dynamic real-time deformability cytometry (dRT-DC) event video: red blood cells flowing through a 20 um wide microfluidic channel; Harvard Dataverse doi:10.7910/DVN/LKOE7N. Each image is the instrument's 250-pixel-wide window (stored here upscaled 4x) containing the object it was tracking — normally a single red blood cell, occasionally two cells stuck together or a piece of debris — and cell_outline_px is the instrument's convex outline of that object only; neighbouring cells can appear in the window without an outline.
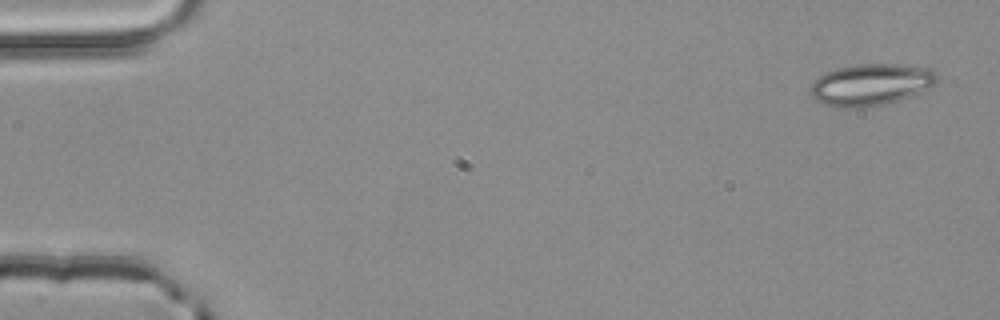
{"species": "common noctule bat (a hibernating species)", "species_latin": "Nyctalus noctula", "temperature_condition": "room temperature", "stored_images_in_passage": 4, "camera_frame_rate_fps": 3000, "um_per_image_px": 0.085, "animal": {"sex": "male", "body_mass_g": 20.4}, "frame": {"image": 1, "passage_image": 1, "time_ms": 0.0, "image_size_px": [1000, 320], "cell_outline_px": [[940, 76], [932, 84], [908, 96], [884, 104], [860, 108], [844, 108], [824, 104], [812, 96], [812, 84], [824, 72], [836, 68], [856, 64], [896, 64], [932, 68]], "centroid_in_image_um": [74.01, 7.17], "position_along_channel_um": 11.0, "area_um2": 30.23}}